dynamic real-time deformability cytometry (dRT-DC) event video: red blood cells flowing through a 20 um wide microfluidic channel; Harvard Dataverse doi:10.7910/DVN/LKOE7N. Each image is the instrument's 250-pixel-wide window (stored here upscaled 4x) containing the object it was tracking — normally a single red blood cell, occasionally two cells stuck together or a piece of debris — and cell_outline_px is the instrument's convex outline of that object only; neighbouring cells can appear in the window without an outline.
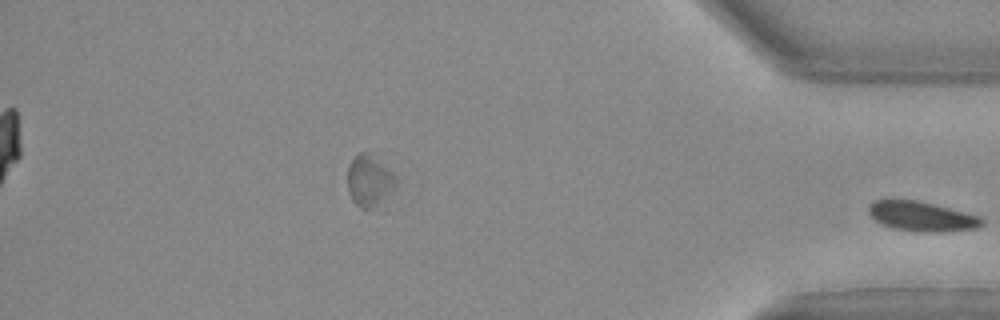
{"species": "Egyptian fruit bat (a non-hibernating species)", "species_latin": "Rousettus aegyptiacus", "temperature_condition": "warm", "stored_images_in_passage": 26, "segment_of_instrument_passage": [2, 2], "camera_frame_rate_fps": 3000, "um_per_image_px": 0.085, "animal": {"sex": "female"}, "frame": {"image": 1, "passage_image": 26, "time_ms": 8.333, "image_size_px": [1000, 320], "cell_outline_px": [[984, 224], [976, 228], [952, 232], [920, 232], [892, 228], [880, 224], [868, 212], [868, 208], [876, 200], [912, 200], [932, 204], [980, 216], [984, 220]], "centroid_in_image_um": [78.38, 18.42], "position_along_channel_um": 356.8, "area_um2": 19.48}}